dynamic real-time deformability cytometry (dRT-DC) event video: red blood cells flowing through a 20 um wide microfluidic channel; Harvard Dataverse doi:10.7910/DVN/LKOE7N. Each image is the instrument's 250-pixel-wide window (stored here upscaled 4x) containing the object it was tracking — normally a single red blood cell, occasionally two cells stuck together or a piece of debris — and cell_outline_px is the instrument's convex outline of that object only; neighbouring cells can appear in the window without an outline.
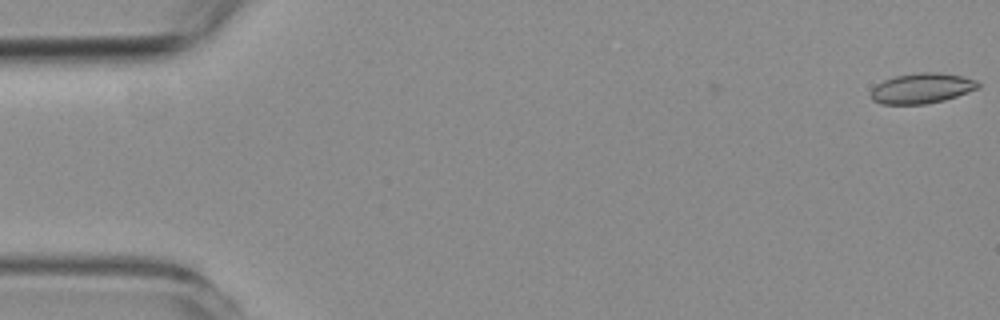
{"species": "common noctule bat (a hibernating species)", "species_latin": "Nyctalus noctula", "temperature_condition": "room temperature", "stored_images_in_passage": 3, "camera_frame_rate_fps": 3000, "um_per_image_px": 0.085, "animal": {"sex": "female", "body_mass_g": 19.3, "forearm_length_mm": 54.1}, "frame": {"image": 1, "passage_image": 3, "time_ms": 0.667, "image_size_px": [1000, 320], "cell_outline_px": [[980, 88], [944, 100], [924, 104], [880, 104], [872, 100], [872, 88], [876, 84], [884, 80], [896, 76], [916, 72], [940, 72], [964, 76], [976, 80], [980, 84]], "centroid_in_image_um": [78.37, 7.49], "position_along_channel_um": 6.6, "area_um2": 19.02}}